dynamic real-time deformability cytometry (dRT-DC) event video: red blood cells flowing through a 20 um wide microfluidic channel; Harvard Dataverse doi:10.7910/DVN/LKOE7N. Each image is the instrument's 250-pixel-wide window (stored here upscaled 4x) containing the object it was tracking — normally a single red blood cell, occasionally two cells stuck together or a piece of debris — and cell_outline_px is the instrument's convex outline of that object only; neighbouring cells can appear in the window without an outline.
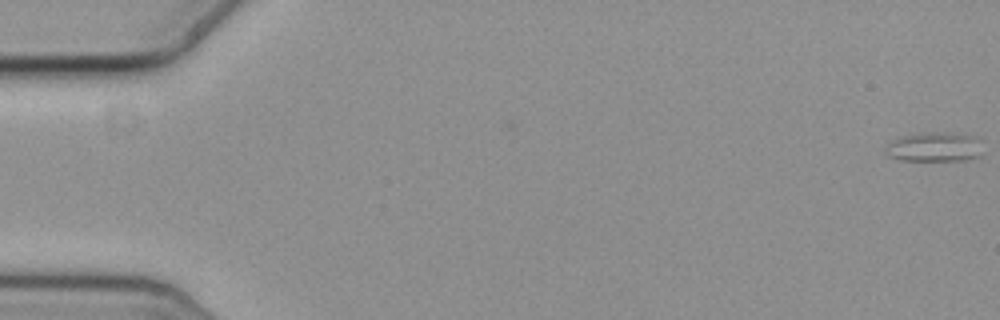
{"species": "common noctule bat (a hibernating species)", "species_latin": "Nyctalus noctula", "temperature_condition": "cold", "stored_images_in_passage": 53, "segment_of_instrument_passage": [1, 2], "camera_frame_rate_fps": 3000, "um_per_image_px": 0.085, "animal": {"sex": "female", "body_mass_g": 19.3, "forearm_length_mm": 54.1}, "frame": {"image": 1, "passage_image": 1, "time_ms": 0.0, "image_size_px": [1000, 320], "cell_outline_px": [[984, 140], [980, 156], [964, 160], [900, 160], [888, 156], [884, 152], [884, 148], [896, 136], [916, 132], [948, 132], [980, 136]], "centroid_in_image_um": [79.45, 12.45], "position_along_channel_um": 5.5, "area_um2": 17.51}}
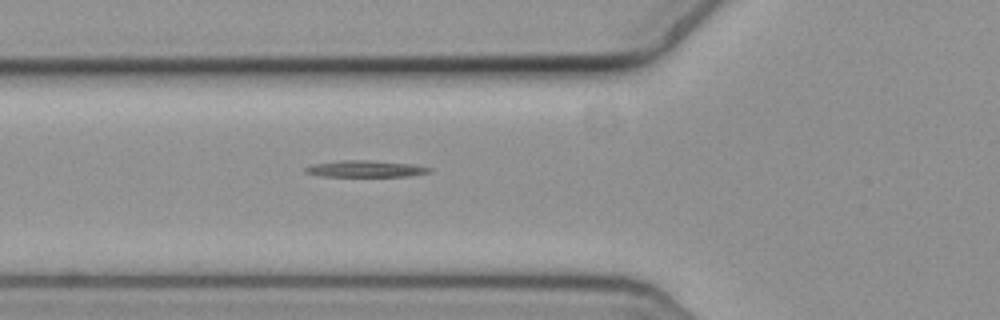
{"frame": {"image": 2, "passage_image": 22, "time_ms": 7.0, "image_size_px": [1000, 320], "cell_outline_px": [[432, 172], [408, 176], [320, 176], [304, 172], [304, 168], [312, 164], [340, 160], [368, 160], [412, 164], [432, 168]], "centroid_in_image_um": [31.05, 14.34], "position_along_channel_um": 94.8, "area_um2": 11.96}}
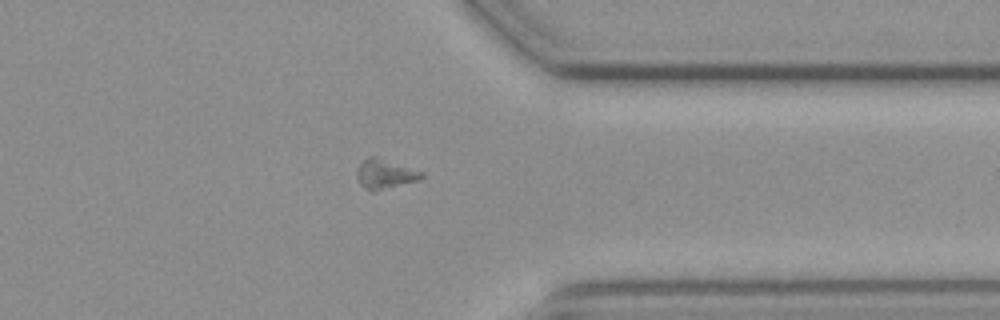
{"frame": {"image": 3, "passage_image": 46, "time_ms": 15.0, "image_size_px": [1000, 320], "cell_outline_px": [[424, 176], [420, 180], [372, 192], [364, 188], [360, 184], [356, 176], [356, 168], [368, 156], [376, 156], [424, 172]], "centroid_in_image_um": [32.71, 14.79], "position_along_channel_um": 378.7, "area_um2": 11.27}}